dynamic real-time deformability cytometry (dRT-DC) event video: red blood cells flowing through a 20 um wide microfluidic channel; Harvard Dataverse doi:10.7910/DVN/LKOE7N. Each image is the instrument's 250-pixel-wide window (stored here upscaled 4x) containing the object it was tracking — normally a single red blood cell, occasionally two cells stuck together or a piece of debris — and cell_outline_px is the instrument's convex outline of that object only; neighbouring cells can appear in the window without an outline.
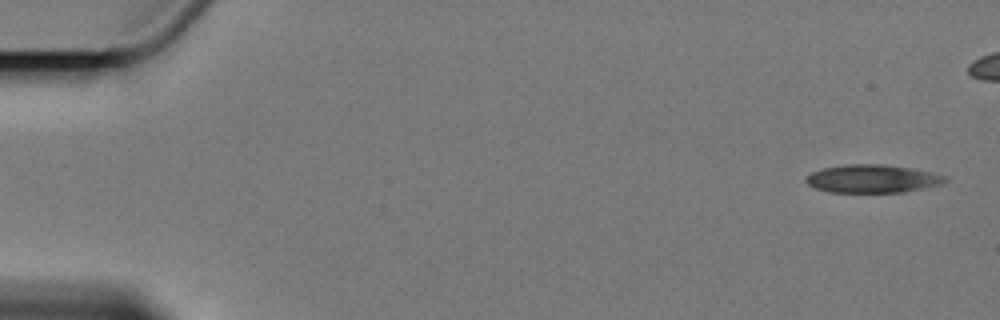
{"species": "Egyptian fruit bat (a non-hibernating species)", "species_latin": "Rousettus aegyptiacus", "temperature_condition": "cold", "stored_images_in_passage": 6, "camera_frame_rate_fps": 3000, "um_per_image_px": 0.085, "animal": {"sex": "female"}, "frame": {"image": 1, "passage_image": 1, "time_ms": 0.0, "image_size_px": [1000, 320], "cell_outline_px": [[948, 180], [940, 184], [904, 192], [828, 192], [816, 188], [808, 184], [804, 180], [804, 176], [812, 172], [824, 168], [844, 164], [884, 164], [932, 172], [944, 176]], "centroid_in_image_um": [74.1, 15.19], "position_along_channel_um": 10.9, "area_um2": 22.66}}
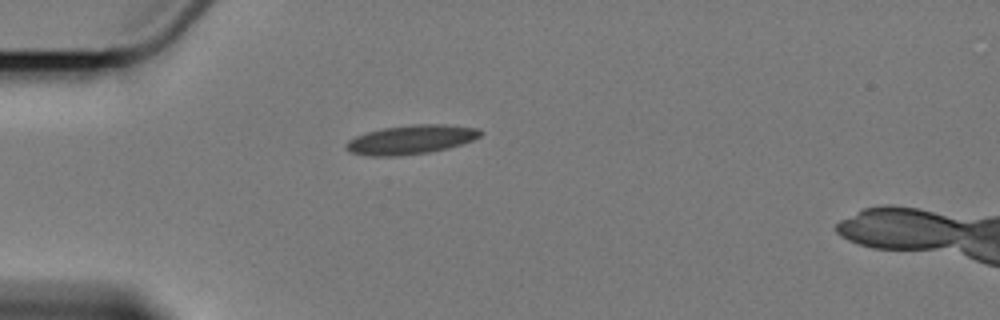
{"frame": {"image": 2, "passage_image": 6, "time_ms": 7.333, "image_size_px": [1000, 320], "cell_outline_px": [[484, 132], [480, 136], [472, 140], [448, 148], [428, 152], [400, 156], [372, 156], [348, 152], [344, 148], [344, 144], [348, 140], [356, 136], [368, 132], [384, 128], [412, 124], [448, 124], [480, 128]], "centroid_in_image_um": [34.93, 11.86], "position_along_channel_um": 50.1, "area_um2": 22.89}}